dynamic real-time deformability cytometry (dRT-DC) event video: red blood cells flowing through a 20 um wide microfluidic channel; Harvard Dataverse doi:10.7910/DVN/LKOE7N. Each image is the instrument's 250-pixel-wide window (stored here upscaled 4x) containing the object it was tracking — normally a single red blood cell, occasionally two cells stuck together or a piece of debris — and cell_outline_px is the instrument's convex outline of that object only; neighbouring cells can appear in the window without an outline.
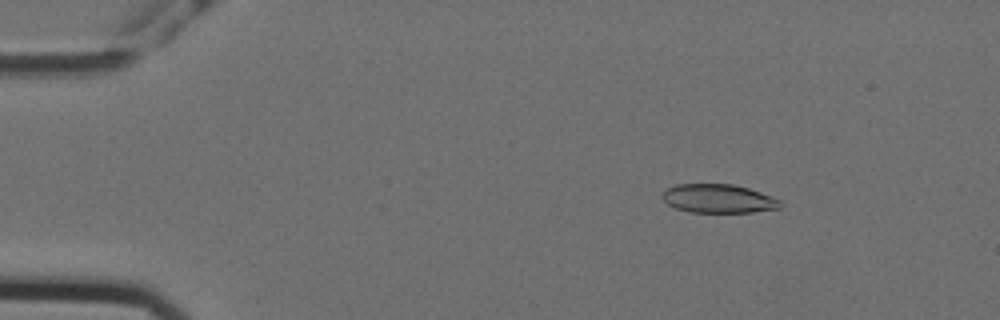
{"species": "Egyptian fruit bat (a non-hibernating species)", "species_latin": "Rousettus aegyptiacus", "temperature_condition": "cold", "stored_images_in_passage": 56, "camera_frame_rate_fps": 3000, "um_per_image_px": 0.085, "animal": {"sex": "female"}, "frame": {"image": 1, "passage_image": 8, "time_ms": 2.333, "image_size_px": [1000, 320], "cell_outline_px": [[784, 204], [780, 208], [752, 212], [688, 212], [676, 208], [668, 204], [660, 196], [664, 188], [676, 184], [732, 184], [748, 188], [760, 192], [780, 200]], "centroid_in_image_um": [61.03, 16.88], "position_along_channel_um": 24.0, "area_um2": 19.88}}
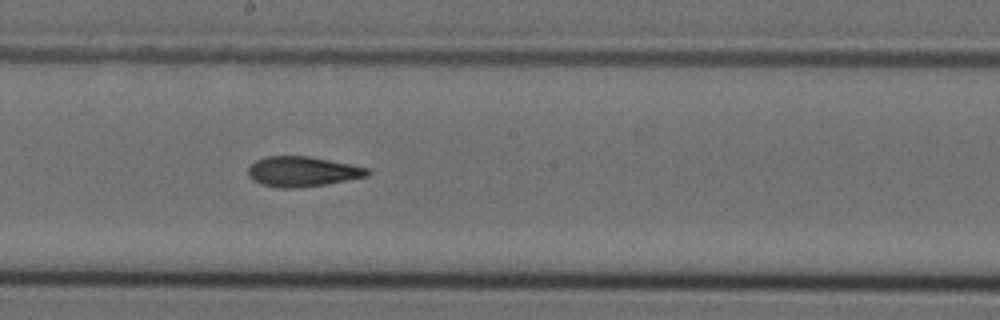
{"frame": {"image": 2, "passage_image": 31, "time_ms": 10.0, "image_size_px": [1000, 320], "cell_outline_px": [[372, 172], [368, 176], [348, 180], [324, 184], [296, 188], [276, 188], [260, 184], [252, 180], [248, 176], [248, 168], [256, 160], [264, 156], [308, 156], [368, 168]], "centroid_in_image_um": [25.67, 14.59], "position_along_channel_um": 222.5, "area_um2": 20.92}}
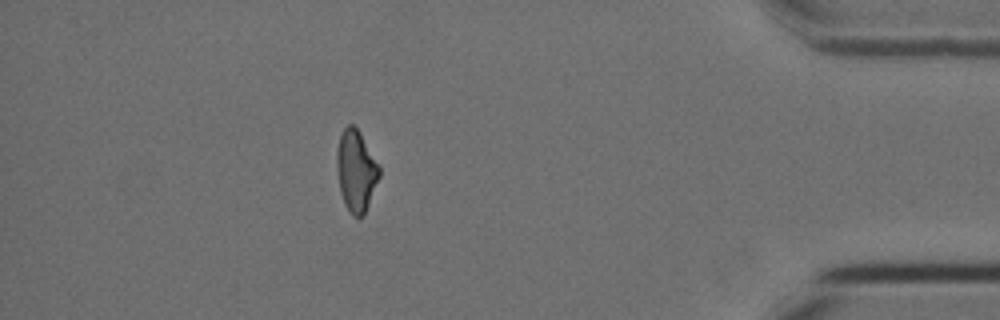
{"frame": {"image": 3, "passage_image": 50, "time_ms": 16.333, "image_size_px": [1000, 320], "cell_outline_px": [[380, 176], [368, 204], [364, 212], [360, 216], [352, 216], [344, 204], [340, 192], [336, 168], [336, 152], [340, 136], [344, 128], [348, 124], [352, 124], [360, 132], [380, 168]], "centroid_in_image_um": [30.24, 14.51], "position_along_channel_um": 405.0, "area_um2": 19.94}, "authors_computed_cell_mechanics": {"area_um2": 20.8947, "velocity_mm_per_s": 3.5753, "shape_relaxation_time_tau1_ms": 7.7193, "shape_relaxation_time_tau2_ms": 5.0723, "deformation_change_tau1": 0.1729, "deformation_change_tau2": 0.1296}}